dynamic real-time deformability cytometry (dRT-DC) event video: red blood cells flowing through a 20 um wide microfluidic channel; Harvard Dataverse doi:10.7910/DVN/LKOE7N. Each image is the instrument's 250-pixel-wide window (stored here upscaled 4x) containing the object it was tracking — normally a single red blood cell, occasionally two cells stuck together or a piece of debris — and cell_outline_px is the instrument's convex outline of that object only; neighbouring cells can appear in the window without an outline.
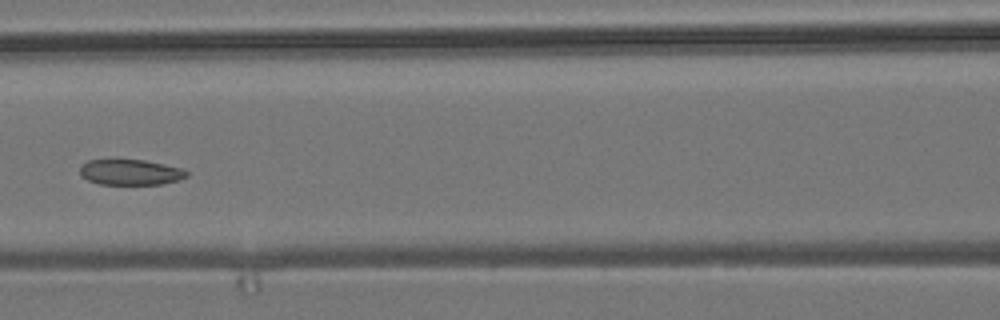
{"species": "common noctule bat (a hibernating species)", "species_latin": "Nyctalus noctula", "temperature_condition": "room temperature", "stored_images_in_passage": 6, "camera_frame_rate_fps": 3000, "um_per_image_px": 0.085, "animal": {"sex": "male", "body_mass_g": 19.2, "forearm_length_mm": 51.8}, "frame": {"image": 1, "passage_image": 6, "time_ms": 6.0, "image_size_px": [1000, 320], "cell_outline_px": [[188, 176], [180, 180], [160, 184], [100, 184], [88, 180], [80, 176], [80, 164], [88, 160], [112, 156], [116, 156], [144, 160], [184, 168], [188, 172]], "centroid_in_image_um": [11.03, 14.58], "position_along_channel_um": 155.6, "area_um2": 16.88}}